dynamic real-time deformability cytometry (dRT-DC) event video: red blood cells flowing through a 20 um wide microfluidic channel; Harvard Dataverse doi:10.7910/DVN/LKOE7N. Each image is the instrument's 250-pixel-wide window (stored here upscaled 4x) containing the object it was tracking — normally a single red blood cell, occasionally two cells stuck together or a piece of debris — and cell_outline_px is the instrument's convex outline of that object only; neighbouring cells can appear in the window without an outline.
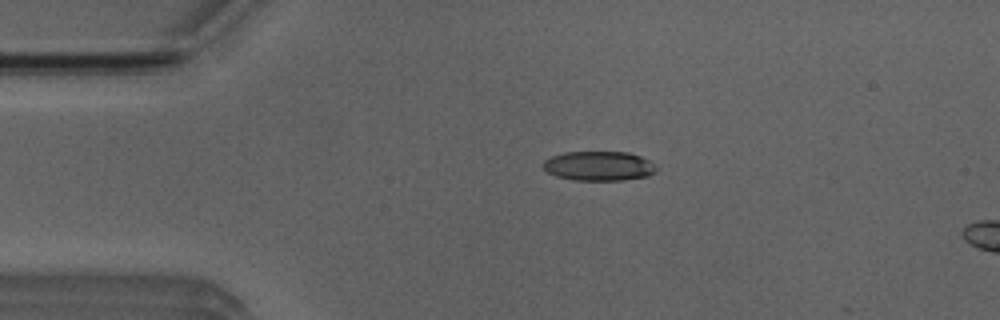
{"species": "Egyptian fruit bat (a non-hibernating species)", "species_latin": "Rousettus aegyptiacus", "temperature_condition": "room temperature", "stored_images_in_passage": 4, "camera_frame_rate_fps": 3000, "um_per_image_px": 0.085, "animal": {"sex": "male"}, "frame": {"image": 1, "passage_image": 3, "time_ms": 2.333, "image_size_px": [1000, 320], "cell_outline_px": [[660, 168], [656, 172], [648, 176], [624, 180], [572, 180], [556, 176], [548, 172], [544, 168], [544, 160], [552, 156], [564, 152], [628, 152], [640, 156], [656, 164]], "centroid_in_image_um": [50.96, 14.11], "position_along_channel_um": 34.0, "area_um2": 19.59}}